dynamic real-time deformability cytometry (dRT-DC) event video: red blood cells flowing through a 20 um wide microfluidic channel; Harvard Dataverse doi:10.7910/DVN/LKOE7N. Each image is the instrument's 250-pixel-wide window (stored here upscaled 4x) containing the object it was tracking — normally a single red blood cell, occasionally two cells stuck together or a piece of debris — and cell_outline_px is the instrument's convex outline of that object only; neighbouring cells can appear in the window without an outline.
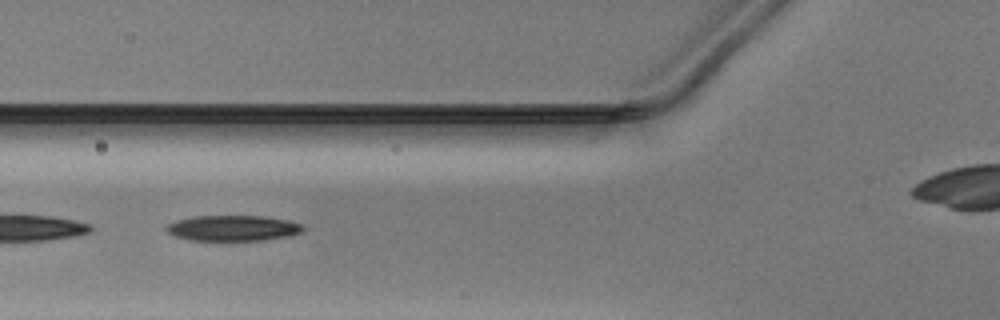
{"species": "Egyptian fruit bat (a non-hibernating species)", "species_latin": "Rousettus aegyptiacus", "temperature_condition": "warm", "stored_images_in_passage": 19, "camera_frame_rate_fps": 3000, "um_per_image_px": 0.085, "animal": {"sex": "male"}, "frame": {"image": 1, "passage_image": 9, "time_ms": 2.667, "image_size_px": [1000, 320], "cell_outline_px": [[304, 228], [300, 232], [288, 236], [264, 240], [192, 240], [176, 236], [168, 232], [164, 228], [168, 224], [176, 220], [192, 216], [264, 216], [288, 220], [304, 224]], "centroid_in_image_um": [19.81, 19.38], "position_along_channel_um": 106.0, "area_um2": 20.35}}